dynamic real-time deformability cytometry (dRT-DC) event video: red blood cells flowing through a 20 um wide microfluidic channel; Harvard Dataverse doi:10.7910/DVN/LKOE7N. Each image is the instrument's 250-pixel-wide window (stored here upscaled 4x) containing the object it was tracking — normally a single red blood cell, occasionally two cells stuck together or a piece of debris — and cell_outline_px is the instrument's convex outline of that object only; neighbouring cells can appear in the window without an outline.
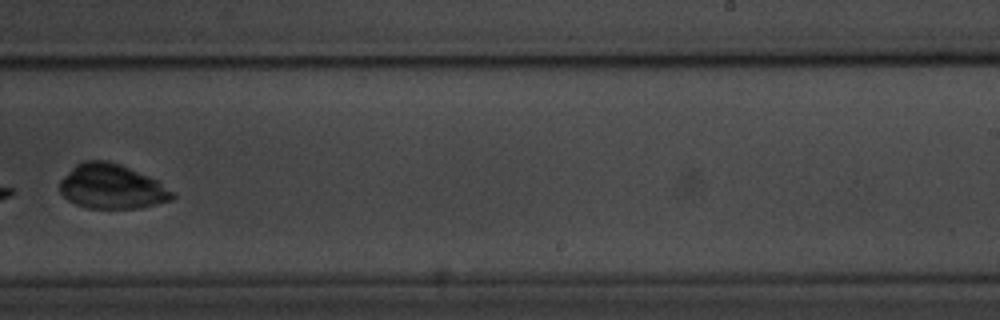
{"species": "common noctule bat (a hibernating species)", "species_latin": "Nyctalus noctula", "temperature_condition": "room temperature", "stored_images_in_passage": 10, "camera_frame_rate_fps": 3000, "um_per_image_px": 0.085, "animal": {"sex": "male", "body_mass_g": 20.1, "forearm_length_mm": 53.5}, "frame": {"image": 1, "passage_image": 9, "time_ms": 9.667, "image_size_px": [1000, 320], "cell_outline_px": [[176, 196], [172, 200], [140, 208], [88, 208], [76, 204], [68, 200], [60, 192], [60, 180], [76, 164], [84, 160], [108, 160], [120, 164], [148, 176], [156, 180], [176, 192]], "centroid_in_image_um": [9.52, 15.86], "position_along_channel_um": 279.5, "area_um2": 29.3}}